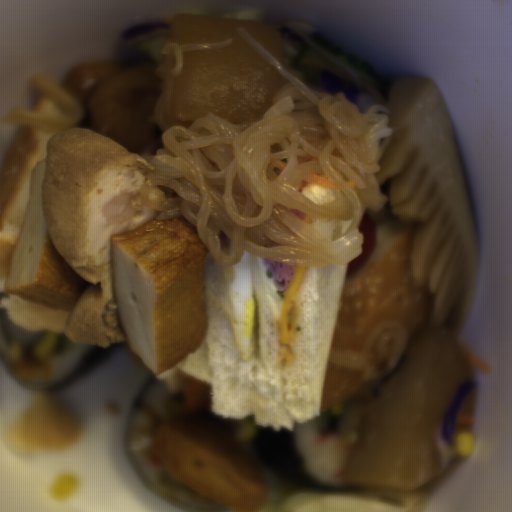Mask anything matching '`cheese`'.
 <instances>
[{"label":"cheese","mask_w":512,"mask_h":512,"mask_svg":"<svg viewBox=\"0 0 512 512\" xmlns=\"http://www.w3.org/2000/svg\"><path fill=\"white\" fill-rule=\"evenodd\" d=\"M306 268L307 266L295 265L291 280L284 289L278 317L279 344L283 346L292 338L299 319L300 298L297 292Z\"/></svg>","instance_id":"obj_1"}]
</instances>
